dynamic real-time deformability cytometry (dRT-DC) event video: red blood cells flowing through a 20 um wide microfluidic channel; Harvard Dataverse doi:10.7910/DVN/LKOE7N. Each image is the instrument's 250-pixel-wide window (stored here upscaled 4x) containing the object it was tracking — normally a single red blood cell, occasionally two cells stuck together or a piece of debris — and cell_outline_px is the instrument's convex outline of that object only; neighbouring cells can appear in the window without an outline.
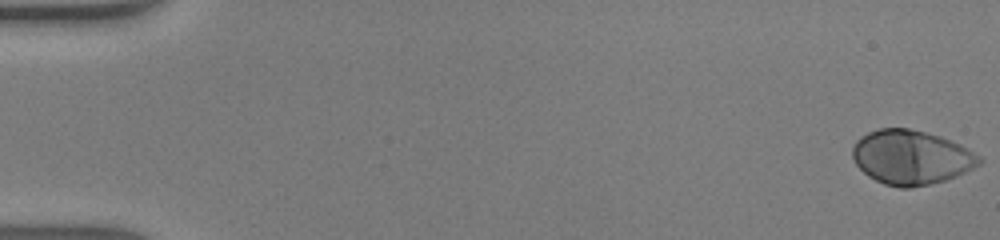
{"species": "human", "species_latin": "Homo sapiens", "temperature_condition": "warm", "stored_images_in_passage": 48, "camera_frame_rate_fps": 3000, "um_per_image_px": 0.085, "donor": {"sex": "male"}, "frame": {"image": 1, "passage_image": 1, "time_ms": 0.0, "image_size_px": [1000, 240], "cell_outline_px": [[984, 160], [980, 164], [956, 176], [944, 180], [928, 184], [908, 188], [900, 188], [884, 184], [868, 176], [856, 164], [852, 156], [852, 148], [856, 140], [860, 136], [868, 132], [880, 128], [908, 128], [940, 136], [960, 144], [980, 156]], "centroid_in_image_um": [77.43, 13.36], "position_along_channel_um": 7.6, "area_um2": 40.0}}
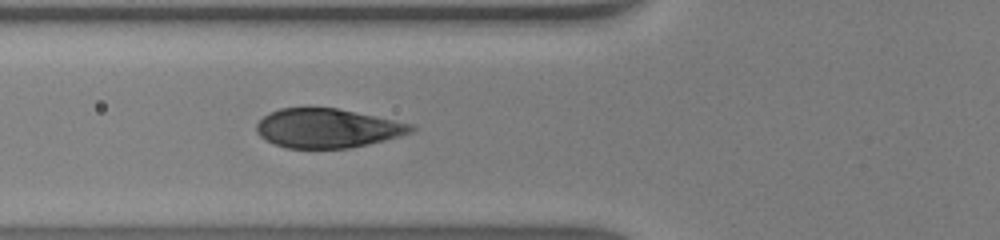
{"frame": {"image": 2, "passage_image": 19, "time_ms": 6.0, "image_size_px": [1000, 240], "cell_outline_px": [[416, 128], [412, 132], [400, 136], [368, 144], [348, 148], [288, 148], [276, 144], [260, 136], [256, 132], [256, 124], [268, 112], [280, 108], [336, 108], [412, 124]], "centroid_in_image_um": [27.81, 10.9], "position_along_channel_um": 98.0, "area_um2": 34.91}}
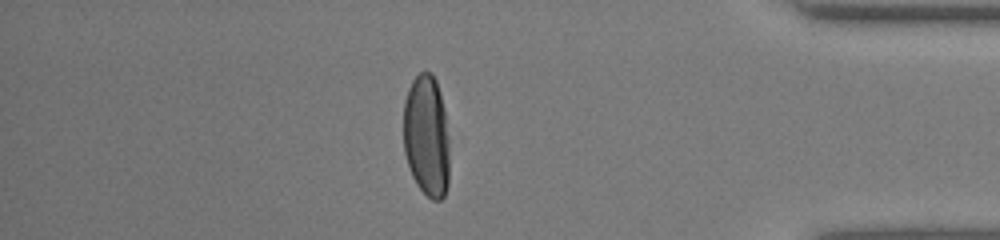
{"frame": {"image": 3, "passage_image": 42, "time_ms": 13.667, "image_size_px": [1000, 240], "cell_outline_px": [[448, 184], [444, 196], [440, 200], [432, 200], [416, 184], [412, 176], [404, 152], [404, 100], [408, 88], [412, 80], [420, 72], [432, 72], [436, 80], [444, 112], [448, 140]], "centroid_in_image_um": [36.24, 11.56], "position_along_channel_um": 399.0, "area_um2": 32.48}, "authors_computed_cell_mechanics": {"area_um2": 38.9572, "velocity_mm_per_s": 4.3252, "shape_relaxation_time_tau1_ms": 2.4829, "shape_relaxation_time_tau2_ms": null, "deformation_change_tau1": 0.1902, "deformation_change_tau2": null}}